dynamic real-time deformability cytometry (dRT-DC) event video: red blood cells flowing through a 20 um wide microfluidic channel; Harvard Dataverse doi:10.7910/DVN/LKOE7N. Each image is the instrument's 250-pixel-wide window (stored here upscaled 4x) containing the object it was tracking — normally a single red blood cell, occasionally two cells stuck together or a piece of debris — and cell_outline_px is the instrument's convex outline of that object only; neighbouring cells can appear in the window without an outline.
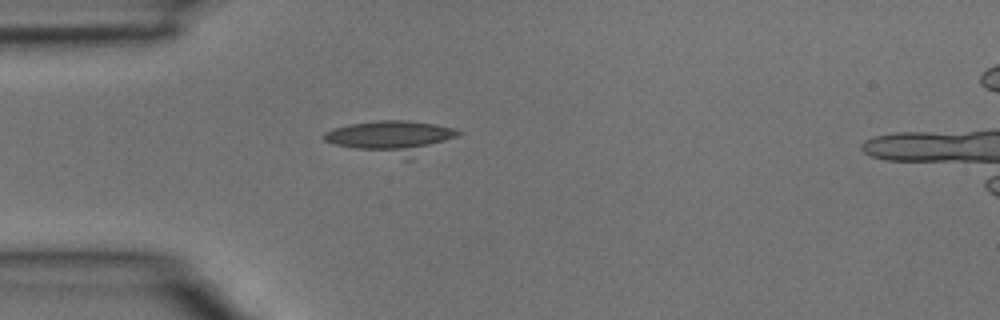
{"species": "common noctule bat (a hibernating species)", "species_latin": "Nyctalus noctula", "temperature_condition": "room temperature", "stored_images_in_passage": 2, "camera_frame_rate_fps": 3000, "um_per_image_px": 0.085, "animal": {"sex": "male", "body_mass_g": 15.6}, "frame": {"image": 1, "passage_image": 2, "time_ms": 0.333, "image_size_px": [1000, 320], "cell_outline_px": [[464, 132], [412, 160], [404, 160], [336, 144], [324, 140], [324, 132], [332, 128], [348, 124], [376, 120], [408, 120], [436, 124], [452, 128]], "centroid_in_image_um": [33.32, 11.67], "position_along_channel_um": 51.7, "area_um2": 26.07}}